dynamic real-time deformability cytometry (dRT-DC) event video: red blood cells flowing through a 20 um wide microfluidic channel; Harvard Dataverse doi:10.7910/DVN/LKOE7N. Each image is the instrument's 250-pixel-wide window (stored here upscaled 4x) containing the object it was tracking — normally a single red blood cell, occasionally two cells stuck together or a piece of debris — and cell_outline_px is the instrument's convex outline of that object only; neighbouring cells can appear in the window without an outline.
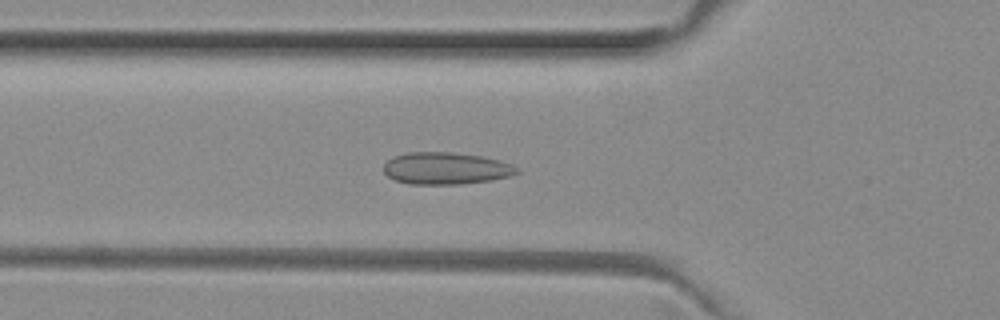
{"species": "common noctule bat (a hibernating species)", "species_latin": "Nyctalus noctula", "temperature_condition": "room temperature", "stored_images_in_passage": 52, "camera_frame_rate_fps": 3000, "um_per_image_px": 0.085, "animal": {"sex": "female", "body_mass_g": 29.2, "forearm_length_mm": 56.3}, "frame": {"image": 1, "passage_image": 18, "time_ms": 5.667, "image_size_px": [1000, 320], "cell_outline_px": [[520, 172], [512, 176], [492, 180], [460, 184], [408, 184], [396, 180], [388, 176], [384, 172], [384, 164], [392, 156], [408, 152], [452, 152], [484, 156], [500, 160], [512, 164], [520, 168]], "centroid_in_image_um": [37.95, 14.3], "position_along_channel_um": 87.9, "area_um2": 25.2}}
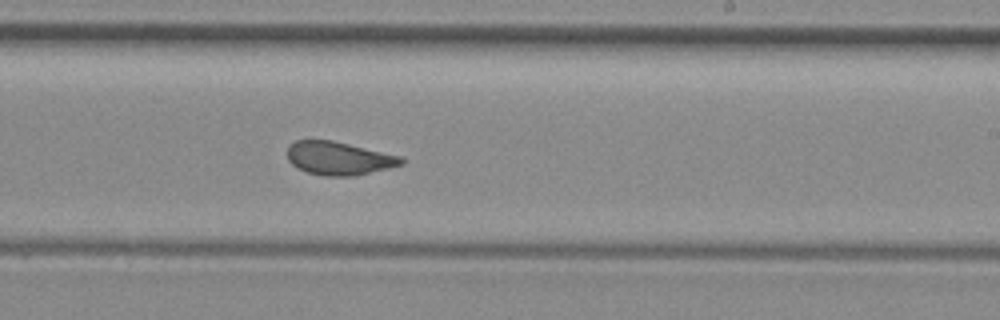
{"frame": {"image": 2, "passage_image": 31, "time_ms": 10.0, "image_size_px": [1000, 320], "cell_outline_px": [[404, 164], [388, 168], [352, 176], [324, 176], [308, 172], [292, 164], [288, 160], [288, 144], [296, 140], [332, 140], [400, 156], [404, 160]], "centroid_in_image_um": [28.78, 13.45], "position_along_channel_um": 260.2, "area_um2": 21.85}}
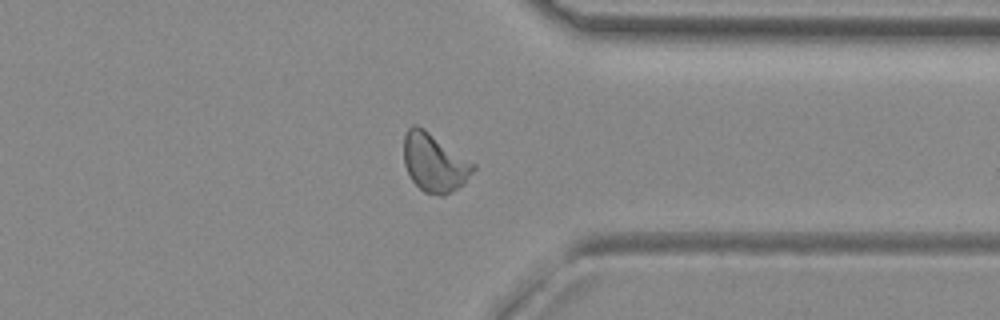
{"frame": {"image": 3, "passage_image": 40, "time_ms": 13.0, "image_size_px": [1000, 320], "cell_outline_px": [[476, 168], [464, 184], [452, 192], [444, 196], [440, 196], [424, 192], [412, 180], [404, 164], [404, 136], [408, 128], [412, 124], [416, 124], [424, 128], [476, 164]], "centroid_in_image_um": [36.94, 13.82], "position_along_channel_um": 374.5, "area_um2": 23.76}, "authors_computed_cell_mechanics": {"area_um2": 23.12, "velocity_mm_per_s": 3.9733, "shape_relaxation_time_tau1_ms": 7.9562, "shape_relaxation_time_tau2_ms": 0.8332, "deformation_change_tau1": 0.1698, "deformation_change_tau2": 0.076}}